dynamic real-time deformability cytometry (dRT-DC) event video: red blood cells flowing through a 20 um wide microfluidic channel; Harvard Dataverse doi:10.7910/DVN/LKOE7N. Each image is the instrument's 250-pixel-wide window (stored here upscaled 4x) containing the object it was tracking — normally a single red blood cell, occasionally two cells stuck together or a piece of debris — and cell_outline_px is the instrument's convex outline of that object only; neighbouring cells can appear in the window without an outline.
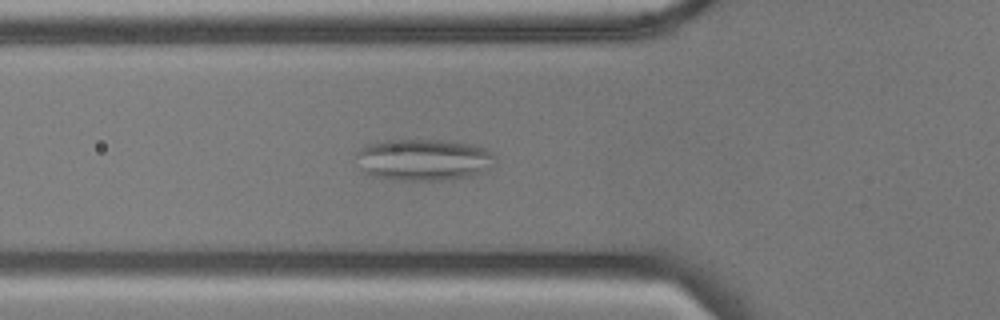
{"species": "common noctule bat (a hibernating species)", "species_latin": "Nyctalus noctula", "temperature_condition": "cold", "stored_images_in_passage": 54, "camera_frame_rate_fps": 3000, "um_per_image_px": 0.085, "animal": {"sex": "male", "body_mass_g": 17.9, "forearm_length_mm": 54.2}, "frame": {"image": 1, "passage_image": 18, "time_ms": 5.667, "image_size_px": [1000, 320], "cell_outline_px": [[496, 156], [492, 168], [484, 172], [472, 176], [452, 180], [396, 180], [372, 176], [364, 172], [360, 168], [356, 156], [356, 152], [364, 144], [388, 140], [448, 140], [476, 144], [492, 152]], "centroid_in_image_um": [36.04, 13.58], "position_along_channel_um": 89.8, "area_um2": 34.51}}
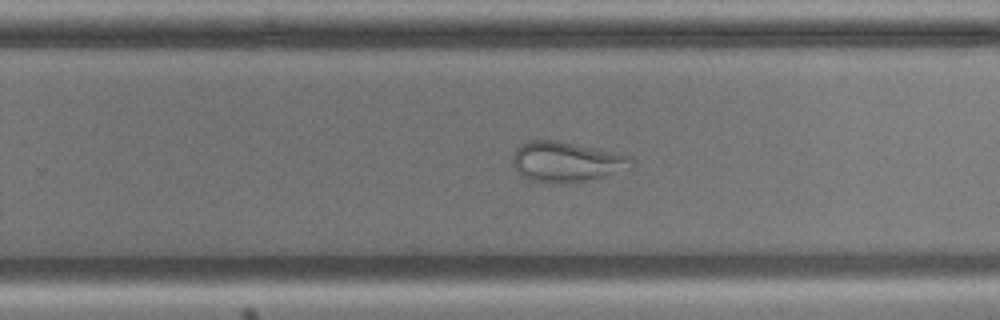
{"frame": {"image": 2, "passage_image": 34, "time_ms": 11.0, "image_size_px": [1000, 320], "cell_outline_px": [[632, 168], [604, 176], [588, 180], [564, 184], [544, 184], [528, 180], [520, 176], [512, 164], [512, 156], [516, 148], [520, 144], [528, 140], [560, 140], [620, 152], [632, 156]], "centroid_in_image_um": [48.13, 13.75], "position_along_channel_um": 281.7, "area_um2": 28.84}}
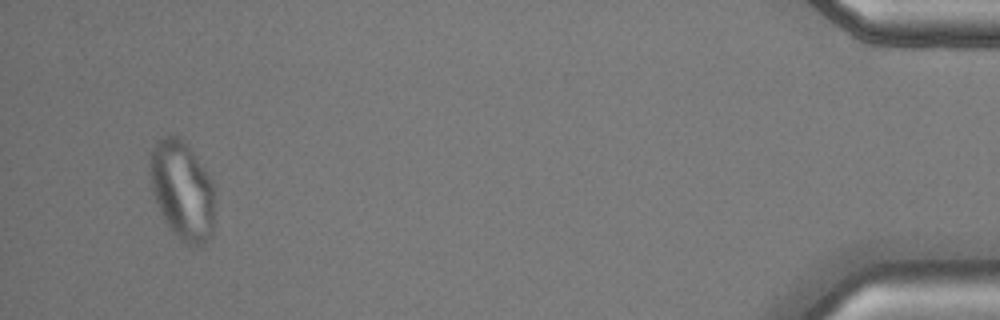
{"frame": {"image": 3, "passage_image": 52, "time_ms": 17.0, "image_size_px": [1000, 320], "cell_outline_px": [[212, 236], [204, 244], [196, 248], [188, 244], [172, 232], [160, 212], [156, 204], [152, 188], [148, 168], [148, 160], [152, 144], [160, 136], [176, 136], [192, 152], [212, 180]], "centroid_in_image_um": [15.43, 16.17], "position_along_channel_um": 419.8, "area_um2": 37.05}}